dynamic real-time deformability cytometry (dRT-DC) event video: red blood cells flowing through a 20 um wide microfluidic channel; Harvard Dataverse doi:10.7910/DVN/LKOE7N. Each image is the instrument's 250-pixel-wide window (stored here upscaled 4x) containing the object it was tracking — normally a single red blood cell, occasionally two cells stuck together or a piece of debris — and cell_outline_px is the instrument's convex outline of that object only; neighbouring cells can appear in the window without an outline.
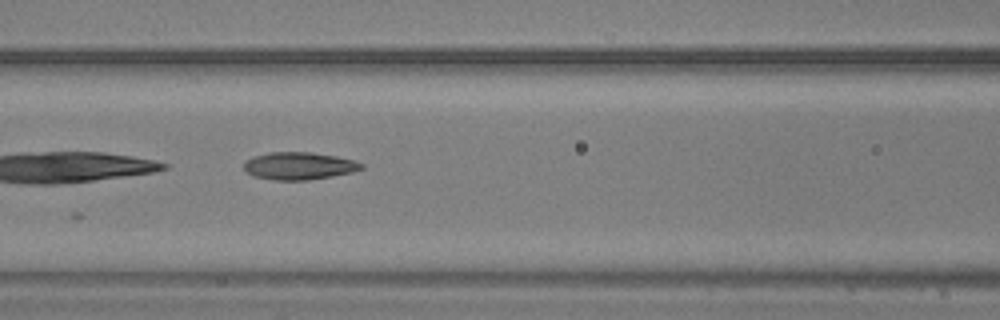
{"species": "common noctule bat (a hibernating species)", "species_latin": "Nyctalus noctula", "temperature_condition": "warm", "stored_images_in_passage": 11, "camera_frame_rate_fps": 3000, "um_per_image_px": 0.085, "animal": {"sex": "male", "body_mass_g": 20.5, "forearm_length_mm": 52.5}, "frame": {"image": 1, "passage_image": 8, "time_ms": 2.333, "image_size_px": [1000, 320], "cell_outline_px": [[364, 168], [352, 172], [332, 176], [308, 180], [276, 180], [252, 176], [244, 172], [244, 164], [248, 160], [256, 156], [272, 152], [312, 152], [336, 156], [356, 160], [364, 164]], "centroid_in_image_um": [25.45, 14.1], "position_along_channel_um": 141.2, "area_um2": 18.84}}